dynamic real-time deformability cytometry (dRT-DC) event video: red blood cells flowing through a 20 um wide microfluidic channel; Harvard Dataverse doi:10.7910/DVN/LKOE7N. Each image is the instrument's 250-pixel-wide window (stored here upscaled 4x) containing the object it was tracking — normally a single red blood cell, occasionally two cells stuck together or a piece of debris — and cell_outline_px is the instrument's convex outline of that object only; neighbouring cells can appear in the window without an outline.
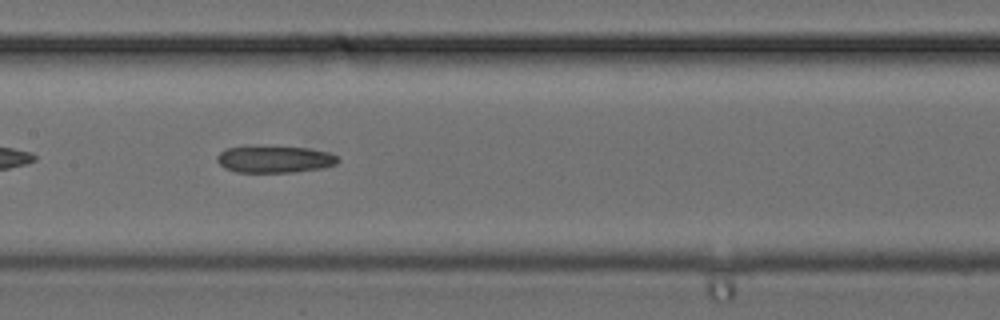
{"species": "common noctule bat (a hibernating species)", "species_latin": "Nyctalus noctula", "temperature_condition": "cold", "stored_images_in_passage": 21, "camera_frame_rate_fps": 3000, "um_per_image_px": 0.085, "animal": {"sex": "female", "body_mass_g": 24.6, "forearm_length_mm": 56.2}, "frame": {"image": 1, "passage_image": 7, "time_ms": 2.0, "image_size_px": [1000, 320], "cell_outline_px": [[340, 160], [336, 164], [320, 168], [292, 172], [236, 172], [224, 168], [216, 160], [216, 156], [224, 148], [256, 144], [308, 148], [328, 152], [336, 156]], "centroid_in_image_um": [23.27, 13.5], "position_along_channel_um": 184.1, "area_um2": 19.54}}
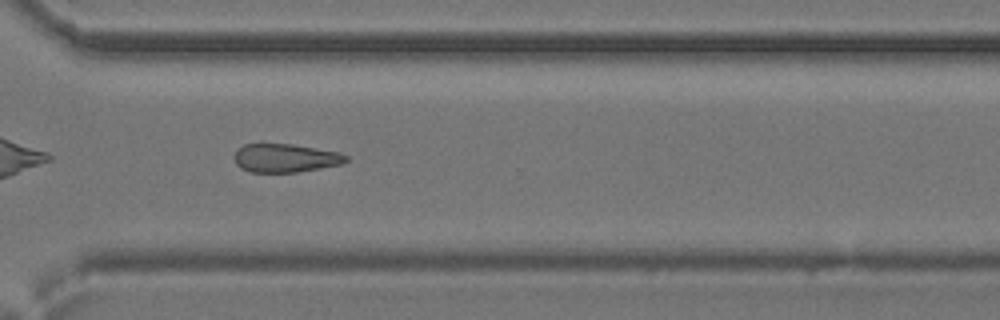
{"frame": {"image": 2, "passage_image": 15, "time_ms": 4.667, "image_size_px": [1000, 320], "cell_outline_px": [[348, 160], [340, 164], [320, 168], [296, 172], [252, 172], [240, 168], [236, 164], [236, 148], [244, 144], [260, 140], [292, 144], [340, 152], [348, 156]], "centroid_in_image_um": [24.2, 13.38], "position_along_channel_um": 346.4, "area_um2": 19.13}}